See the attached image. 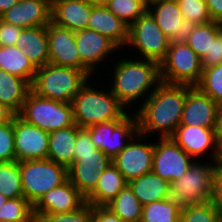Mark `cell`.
Segmentation results:
<instances>
[{"instance_id": "cell-1", "label": "cell", "mask_w": 222, "mask_h": 222, "mask_svg": "<svg viewBox=\"0 0 222 222\" xmlns=\"http://www.w3.org/2000/svg\"><path fill=\"white\" fill-rule=\"evenodd\" d=\"M191 87L161 82L135 110L138 133L147 137L159 132L160 138L171 137L180 125L187 91Z\"/></svg>"}, {"instance_id": "cell-2", "label": "cell", "mask_w": 222, "mask_h": 222, "mask_svg": "<svg viewBox=\"0 0 222 222\" xmlns=\"http://www.w3.org/2000/svg\"><path fill=\"white\" fill-rule=\"evenodd\" d=\"M136 59H121L113 68L110 90L126 109L141 98L146 100L162 82L157 61Z\"/></svg>"}, {"instance_id": "cell-3", "label": "cell", "mask_w": 222, "mask_h": 222, "mask_svg": "<svg viewBox=\"0 0 222 222\" xmlns=\"http://www.w3.org/2000/svg\"><path fill=\"white\" fill-rule=\"evenodd\" d=\"M88 81L72 100L74 123L80 128L103 122L124 120L129 114L111 90L93 88Z\"/></svg>"}, {"instance_id": "cell-4", "label": "cell", "mask_w": 222, "mask_h": 222, "mask_svg": "<svg viewBox=\"0 0 222 222\" xmlns=\"http://www.w3.org/2000/svg\"><path fill=\"white\" fill-rule=\"evenodd\" d=\"M219 164L220 161L204 164L194 160L181 177L170 183L166 200L181 210L187 205L212 201Z\"/></svg>"}, {"instance_id": "cell-5", "label": "cell", "mask_w": 222, "mask_h": 222, "mask_svg": "<svg viewBox=\"0 0 222 222\" xmlns=\"http://www.w3.org/2000/svg\"><path fill=\"white\" fill-rule=\"evenodd\" d=\"M90 78L84 70L47 63L37 68L30 87L38 96L71 103Z\"/></svg>"}, {"instance_id": "cell-6", "label": "cell", "mask_w": 222, "mask_h": 222, "mask_svg": "<svg viewBox=\"0 0 222 222\" xmlns=\"http://www.w3.org/2000/svg\"><path fill=\"white\" fill-rule=\"evenodd\" d=\"M18 115L27 123L48 133L75 124L72 103L44 98L34 94L31 90L27 94L22 110Z\"/></svg>"}, {"instance_id": "cell-7", "label": "cell", "mask_w": 222, "mask_h": 222, "mask_svg": "<svg viewBox=\"0 0 222 222\" xmlns=\"http://www.w3.org/2000/svg\"><path fill=\"white\" fill-rule=\"evenodd\" d=\"M24 198L34 206L51 189L68 179L67 168L49 159L20 162Z\"/></svg>"}, {"instance_id": "cell-8", "label": "cell", "mask_w": 222, "mask_h": 222, "mask_svg": "<svg viewBox=\"0 0 222 222\" xmlns=\"http://www.w3.org/2000/svg\"><path fill=\"white\" fill-rule=\"evenodd\" d=\"M160 64L161 81L196 86L202 77L201 58L185 43L169 45Z\"/></svg>"}, {"instance_id": "cell-9", "label": "cell", "mask_w": 222, "mask_h": 222, "mask_svg": "<svg viewBox=\"0 0 222 222\" xmlns=\"http://www.w3.org/2000/svg\"><path fill=\"white\" fill-rule=\"evenodd\" d=\"M126 46L138 51L141 59L160 63L169 49V39L158 27L152 15L146 11L131 26H129ZM133 47V48H132Z\"/></svg>"}, {"instance_id": "cell-10", "label": "cell", "mask_w": 222, "mask_h": 222, "mask_svg": "<svg viewBox=\"0 0 222 222\" xmlns=\"http://www.w3.org/2000/svg\"><path fill=\"white\" fill-rule=\"evenodd\" d=\"M95 147L113 159L138 133L137 117L134 113L124 120H114L85 128Z\"/></svg>"}, {"instance_id": "cell-11", "label": "cell", "mask_w": 222, "mask_h": 222, "mask_svg": "<svg viewBox=\"0 0 222 222\" xmlns=\"http://www.w3.org/2000/svg\"><path fill=\"white\" fill-rule=\"evenodd\" d=\"M154 143L152 172L169 183L181 177L194 162L171 137Z\"/></svg>"}, {"instance_id": "cell-12", "label": "cell", "mask_w": 222, "mask_h": 222, "mask_svg": "<svg viewBox=\"0 0 222 222\" xmlns=\"http://www.w3.org/2000/svg\"><path fill=\"white\" fill-rule=\"evenodd\" d=\"M142 138L146 139V136L137 133L127 146L112 159V163L121 172L127 183L152 172L154 142L147 144L141 140Z\"/></svg>"}, {"instance_id": "cell-13", "label": "cell", "mask_w": 222, "mask_h": 222, "mask_svg": "<svg viewBox=\"0 0 222 222\" xmlns=\"http://www.w3.org/2000/svg\"><path fill=\"white\" fill-rule=\"evenodd\" d=\"M158 27L168 37L169 45L185 43L196 24L182 17L176 0H162L147 7Z\"/></svg>"}, {"instance_id": "cell-14", "label": "cell", "mask_w": 222, "mask_h": 222, "mask_svg": "<svg viewBox=\"0 0 222 222\" xmlns=\"http://www.w3.org/2000/svg\"><path fill=\"white\" fill-rule=\"evenodd\" d=\"M112 163V159L100 149L94 154L74 155V162L67 168L68 179L87 197L96 187L102 172Z\"/></svg>"}, {"instance_id": "cell-15", "label": "cell", "mask_w": 222, "mask_h": 222, "mask_svg": "<svg viewBox=\"0 0 222 222\" xmlns=\"http://www.w3.org/2000/svg\"><path fill=\"white\" fill-rule=\"evenodd\" d=\"M75 40L80 56V70H84L90 77L97 71V66L100 64L101 67V62L107 60L106 57L120 50L108 37L89 29L75 31Z\"/></svg>"}, {"instance_id": "cell-16", "label": "cell", "mask_w": 222, "mask_h": 222, "mask_svg": "<svg viewBox=\"0 0 222 222\" xmlns=\"http://www.w3.org/2000/svg\"><path fill=\"white\" fill-rule=\"evenodd\" d=\"M171 138L194 160L210 152V160L221 161L222 151L217 143L215 128L179 125Z\"/></svg>"}, {"instance_id": "cell-17", "label": "cell", "mask_w": 222, "mask_h": 222, "mask_svg": "<svg viewBox=\"0 0 222 222\" xmlns=\"http://www.w3.org/2000/svg\"><path fill=\"white\" fill-rule=\"evenodd\" d=\"M49 133L14 116L16 161L47 159Z\"/></svg>"}, {"instance_id": "cell-18", "label": "cell", "mask_w": 222, "mask_h": 222, "mask_svg": "<svg viewBox=\"0 0 222 222\" xmlns=\"http://www.w3.org/2000/svg\"><path fill=\"white\" fill-rule=\"evenodd\" d=\"M48 63L80 69L75 32L50 22L47 25Z\"/></svg>"}, {"instance_id": "cell-19", "label": "cell", "mask_w": 222, "mask_h": 222, "mask_svg": "<svg viewBox=\"0 0 222 222\" xmlns=\"http://www.w3.org/2000/svg\"><path fill=\"white\" fill-rule=\"evenodd\" d=\"M86 203V197L67 179L60 186L45 193L33 206V214L68 213Z\"/></svg>"}, {"instance_id": "cell-20", "label": "cell", "mask_w": 222, "mask_h": 222, "mask_svg": "<svg viewBox=\"0 0 222 222\" xmlns=\"http://www.w3.org/2000/svg\"><path fill=\"white\" fill-rule=\"evenodd\" d=\"M219 104L192 86L185 99L180 125L215 128Z\"/></svg>"}, {"instance_id": "cell-21", "label": "cell", "mask_w": 222, "mask_h": 222, "mask_svg": "<svg viewBox=\"0 0 222 222\" xmlns=\"http://www.w3.org/2000/svg\"><path fill=\"white\" fill-rule=\"evenodd\" d=\"M0 18L22 29L47 26L51 22V4L47 0H19Z\"/></svg>"}, {"instance_id": "cell-22", "label": "cell", "mask_w": 222, "mask_h": 222, "mask_svg": "<svg viewBox=\"0 0 222 222\" xmlns=\"http://www.w3.org/2000/svg\"><path fill=\"white\" fill-rule=\"evenodd\" d=\"M93 6L87 0H56L51 4V22L74 32L87 29Z\"/></svg>"}, {"instance_id": "cell-23", "label": "cell", "mask_w": 222, "mask_h": 222, "mask_svg": "<svg viewBox=\"0 0 222 222\" xmlns=\"http://www.w3.org/2000/svg\"><path fill=\"white\" fill-rule=\"evenodd\" d=\"M87 29L108 37L119 48L126 47L129 26L110 12L105 5L93 6Z\"/></svg>"}, {"instance_id": "cell-24", "label": "cell", "mask_w": 222, "mask_h": 222, "mask_svg": "<svg viewBox=\"0 0 222 222\" xmlns=\"http://www.w3.org/2000/svg\"><path fill=\"white\" fill-rule=\"evenodd\" d=\"M15 45L37 68L48 63L47 26L22 29Z\"/></svg>"}, {"instance_id": "cell-25", "label": "cell", "mask_w": 222, "mask_h": 222, "mask_svg": "<svg viewBox=\"0 0 222 222\" xmlns=\"http://www.w3.org/2000/svg\"><path fill=\"white\" fill-rule=\"evenodd\" d=\"M126 184L121 172L111 163L102 172L95 189L86 197V202L95 207H106Z\"/></svg>"}, {"instance_id": "cell-26", "label": "cell", "mask_w": 222, "mask_h": 222, "mask_svg": "<svg viewBox=\"0 0 222 222\" xmlns=\"http://www.w3.org/2000/svg\"><path fill=\"white\" fill-rule=\"evenodd\" d=\"M77 124L49 133L47 159L68 168L74 162Z\"/></svg>"}, {"instance_id": "cell-27", "label": "cell", "mask_w": 222, "mask_h": 222, "mask_svg": "<svg viewBox=\"0 0 222 222\" xmlns=\"http://www.w3.org/2000/svg\"><path fill=\"white\" fill-rule=\"evenodd\" d=\"M30 84L23 78L0 69V102L18 115L23 107Z\"/></svg>"}, {"instance_id": "cell-28", "label": "cell", "mask_w": 222, "mask_h": 222, "mask_svg": "<svg viewBox=\"0 0 222 222\" xmlns=\"http://www.w3.org/2000/svg\"><path fill=\"white\" fill-rule=\"evenodd\" d=\"M138 201L145 206L167 198L170 183L154 174H144L127 183Z\"/></svg>"}, {"instance_id": "cell-29", "label": "cell", "mask_w": 222, "mask_h": 222, "mask_svg": "<svg viewBox=\"0 0 222 222\" xmlns=\"http://www.w3.org/2000/svg\"><path fill=\"white\" fill-rule=\"evenodd\" d=\"M0 69L25 79L30 85L37 71L33 62L16 45L0 46Z\"/></svg>"}, {"instance_id": "cell-30", "label": "cell", "mask_w": 222, "mask_h": 222, "mask_svg": "<svg viewBox=\"0 0 222 222\" xmlns=\"http://www.w3.org/2000/svg\"><path fill=\"white\" fill-rule=\"evenodd\" d=\"M124 222H140L142 216V204L133 194L128 184L106 206Z\"/></svg>"}, {"instance_id": "cell-31", "label": "cell", "mask_w": 222, "mask_h": 222, "mask_svg": "<svg viewBox=\"0 0 222 222\" xmlns=\"http://www.w3.org/2000/svg\"><path fill=\"white\" fill-rule=\"evenodd\" d=\"M221 32V23L217 21L196 24L186 43L202 59L210 51L212 42Z\"/></svg>"}, {"instance_id": "cell-32", "label": "cell", "mask_w": 222, "mask_h": 222, "mask_svg": "<svg viewBox=\"0 0 222 222\" xmlns=\"http://www.w3.org/2000/svg\"><path fill=\"white\" fill-rule=\"evenodd\" d=\"M0 193L8 199L24 197L20 162H0Z\"/></svg>"}, {"instance_id": "cell-33", "label": "cell", "mask_w": 222, "mask_h": 222, "mask_svg": "<svg viewBox=\"0 0 222 222\" xmlns=\"http://www.w3.org/2000/svg\"><path fill=\"white\" fill-rule=\"evenodd\" d=\"M181 209L166 199L143 206L140 222H180Z\"/></svg>"}, {"instance_id": "cell-34", "label": "cell", "mask_w": 222, "mask_h": 222, "mask_svg": "<svg viewBox=\"0 0 222 222\" xmlns=\"http://www.w3.org/2000/svg\"><path fill=\"white\" fill-rule=\"evenodd\" d=\"M105 7L128 26L147 11L143 0H108Z\"/></svg>"}, {"instance_id": "cell-35", "label": "cell", "mask_w": 222, "mask_h": 222, "mask_svg": "<svg viewBox=\"0 0 222 222\" xmlns=\"http://www.w3.org/2000/svg\"><path fill=\"white\" fill-rule=\"evenodd\" d=\"M196 87L217 104H222V63L204 68Z\"/></svg>"}, {"instance_id": "cell-36", "label": "cell", "mask_w": 222, "mask_h": 222, "mask_svg": "<svg viewBox=\"0 0 222 222\" xmlns=\"http://www.w3.org/2000/svg\"><path fill=\"white\" fill-rule=\"evenodd\" d=\"M180 222H222V214L212 201L187 205L181 210Z\"/></svg>"}, {"instance_id": "cell-37", "label": "cell", "mask_w": 222, "mask_h": 222, "mask_svg": "<svg viewBox=\"0 0 222 222\" xmlns=\"http://www.w3.org/2000/svg\"><path fill=\"white\" fill-rule=\"evenodd\" d=\"M33 215V206L24 198L8 199L0 209V222H24Z\"/></svg>"}, {"instance_id": "cell-38", "label": "cell", "mask_w": 222, "mask_h": 222, "mask_svg": "<svg viewBox=\"0 0 222 222\" xmlns=\"http://www.w3.org/2000/svg\"><path fill=\"white\" fill-rule=\"evenodd\" d=\"M182 17L195 24L212 21L205 0H176Z\"/></svg>"}, {"instance_id": "cell-39", "label": "cell", "mask_w": 222, "mask_h": 222, "mask_svg": "<svg viewBox=\"0 0 222 222\" xmlns=\"http://www.w3.org/2000/svg\"><path fill=\"white\" fill-rule=\"evenodd\" d=\"M39 222H93V206L86 202L82 207L68 213L39 215Z\"/></svg>"}, {"instance_id": "cell-40", "label": "cell", "mask_w": 222, "mask_h": 222, "mask_svg": "<svg viewBox=\"0 0 222 222\" xmlns=\"http://www.w3.org/2000/svg\"><path fill=\"white\" fill-rule=\"evenodd\" d=\"M16 161L14 118L0 125V162Z\"/></svg>"}, {"instance_id": "cell-41", "label": "cell", "mask_w": 222, "mask_h": 222, "mask_svg": "<svg viewBox=\"0 0 222 222\" xmlns=\"http://www.w3.org/2000/svg\"><path fill=\"white\" fill-rule=\"evenodd\" d=\"M97 147L92 143L91 136L85 128L77 125V139L75 143L74 155L94 154Z\"/></svg>"}, {"instance_id": "cell-42", "label": "cell", "mask_w": 222, "mask_h": 222, "mask_svg": "<svg viewBox=\"0 0 222 222\" xmlns=\"http://www.w3.org/2000/svg\"><path fill=\"white\" fill-rule=\"evenodd\" d=\"M220 63H222V32L212 42L210 51L201 59V66L204 69Z\"/></svg>"}, {"instance_id": "cell-43", "label": "cell", "mask_w": 222, "mask_h": 222, "mask_svg": "<svg viewBox=\"0 0 222 222\" xmlns=\"http://www.w3.org/2000/svg\"><path fill=\"white\" fill-rule=\"evenodd\" d=\"M21 31L22 28L7 23L0 18V46L15 45Z\"/></svg>"}, {"instance_id": "cell-44", "label": "cell", "mask_w": 222, "mask_h": 222, "mask_svg": "<svg viewBox=\"0 0 222 222\" xmlns=\"http://www.w3.org/2000/svg\"><path fill=\"white\" fill-rule=\"evenodd\" d=\"M93 222H124L107 207L93 206Z\"/></svg>"}, {"instance_id": "cell-45", "label": "cell", "mask_w": 222, "mask_h": 222, "mask_svg": "<svg viewBox=\"0 0 222 222\" xmlns=\"http://www.w3.org/2000/svg\"><path fill=\"white\" fill-rule=\"evenodd\" d=\"M212 202L222 214V165L219 164L215 175L214 193Z\"/></svg>"}, {"instance_id": "cell-46", "label": "cell", "mask_w": 222, "mask_h": 222, "mask_svg": "<svg viewBox=\"0 0 222 222\" xmlns=\"http://www.w3.org/2000/svg\"><path fill=\"white\" fill-rule=\"evenodd\" d=\"M210 17L213 21L222 23V0H205Z\"/></svg>"}, {"instance_id": "cell-47", "label": "cell", "mask_w": 222, "mask_h": 222, "mask_svg": "<svg viewBox=\"0 0 222 222\" xmlns=\"http://www.w3.org/2000/svg\"><path fill=\"white\" fill-rule=\"evenodd\" d=\"M216 139L219 148L222 151V104H219L215 125Z\"/></svg>"}, {"instance_id": "cell-48", "label": "cell", "mask_w": 222, "mask_h": 222, "mask_svg": "<svg viewBox=\"0 0 222 222\" xmlns=\"http://www.w3.org/2000/svg\"><path fill=\"white\" fill-rule=\"evenodd\" d=\"M15 115L9 107L0 102V125L12 121Z\"/></svg>"}, {"instance_id": "cell-49", "label": "cell", "mask_w": 222, "mask_h": 222, "mask_svg": "<svg viewBox=\"0 0 222 222\" xmlns=\"http://www.w3.org/2000/svg\"><path fill=\"white\" fill-rule=\"evenodd\" d=\"M19 0H0V16L9 10Z\"/></svg>"}, {"instance_id": "cell-50", "label": "cell", "mask_w": 222, "mask_h": 222, "mask_svg": "<svg viewBox=\"0 0 222 222\" xmlns=\"http://www.w3.org/2000/svg\"><path fill=\"white\" fill-rule=\"evenodd\" d=\"M87 1H89L94 6L105 5L108 2V0H87Z\"/></svg>"}, {"instance_id": "cell-51", "label": "cell", "mask_w": 222, "mask_h": 222, "mask_svg": "<svg viewBox=\"0 0 222 222\" xmlns=\"http://www.w3.org/2000/svg\"><path fill=\"white\" fill-rule=\"evenodd\" d=\"M162 0H143L144 4L146 5V7L151 6L152 4L156 3V2H160Z\"/></svg>"}, {"instance_id": "cell-52", "label": "cell", "mask_w": 222, "mask_h": 222, "mask_svg": "<svg viewBox=\"0 0 222 222\" xmlns=\"http://www.w3.org/2000/svg\"><path fill=\"white\" fill-rule=\"evenodd\" d=\"M8 200L3 194L0 193V209L5 204V202Z\"/></svg>"}, {"instance_id": "cell-53", "label": "cell", "mask_w": 222, "mask_h": 222, "mask_svg": "<svg viewBox=\"0 0 222 222\" xmlns=\"http://www.w3.org/2000/svg\"><path fill=\"white\" fill-rule=\"evenodd\" d=\"M24 222H39L38 218L33 214L27 221Z\"/></svg>"}, {"instance_id": "cell-54", "label": "cell", "mask_w": 222, "mask_h": 222, "mask_svg": "<svg viewBox=\"0 0 222 222\" xmlns=\"http://www.w3.org/2000/svg\"><path fill=\"white\" fill-rule=\"evenodd\" d=\"M50 4H52L56 0H47Z\"/></svg>"}]
</instances>
